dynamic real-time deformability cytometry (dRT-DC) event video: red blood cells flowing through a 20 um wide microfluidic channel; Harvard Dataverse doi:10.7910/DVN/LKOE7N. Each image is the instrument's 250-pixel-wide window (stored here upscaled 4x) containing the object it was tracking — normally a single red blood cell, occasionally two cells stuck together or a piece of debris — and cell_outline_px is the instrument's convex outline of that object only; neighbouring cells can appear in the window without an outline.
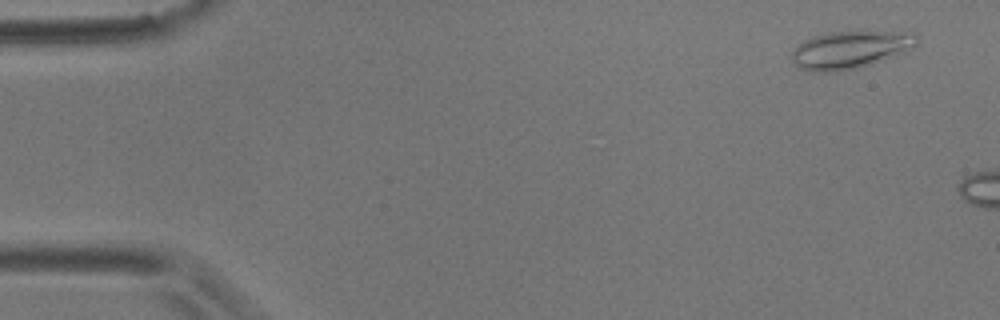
{"species": "common noctule bat (a hibernating species)", "species_latin": "Nyctalus noctula", "temperature_condition": "room temperature", "stored_images_in_passage": 7, "camera_frame_rate_fps": 3000, "um_per_image_px": 0.085, "animal": {"sex": "male", "body_mass_g": 17.9}, "frame": {"image": 1, "passage_image": 3, "time_ms": 0.667, "image_size_px": [1000, 320], "cell_outline_px": [[920, 40], [916, 44], [904, 52], [872, 64], [852, 68], [828, 72], [812, 72], [800, 68], [792, 60], [792, 52], [804, 40], [812, 36], [828, 32], [916, 32]], "centroid_in_image_um": [72.28, 4.21], "position_along_channel_um": 12.7, "area_um2": 27.05}}